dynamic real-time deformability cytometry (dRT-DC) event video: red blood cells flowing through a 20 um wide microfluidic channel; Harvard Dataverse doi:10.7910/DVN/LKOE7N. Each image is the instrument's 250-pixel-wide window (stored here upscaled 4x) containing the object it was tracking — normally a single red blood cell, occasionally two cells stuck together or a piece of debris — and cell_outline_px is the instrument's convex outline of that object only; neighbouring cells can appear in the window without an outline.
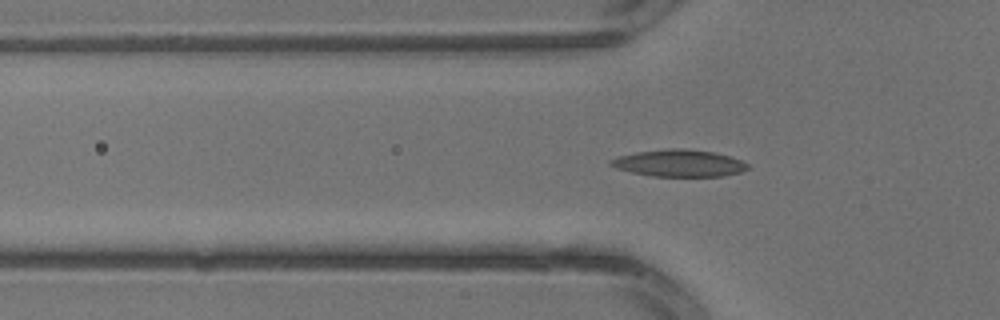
{"species": "common noctule bat (a hibernating species)", "species_latin": "Nyctalus noctula", "temperature_condition": "warm", "stored_images_in_passage": 2, "camera_frame_rate_fps": 3000, "um_per_image_px": 0.085, "animal": {"sex": "male", "body_mass_g": 13.3}, "frame": {"image": 1, "passage_image": 2, "time_ms": 0.333, "image_size_px": [1000, 320], "cell_outline_px": [[748, 168], [740, 172], [724, 176], [652, 176], [632, 172], [616, 168], [608, 164], [608, 160], [616, 156], [636, 152], [668, 148], [684, 148], [712, 152], [728, 156], [740, 160], [748, 164]], "centroid_in_image_um": [57.66, 13.86], "position_along_channel_um": 68.1, "area_um2": 21.5}}